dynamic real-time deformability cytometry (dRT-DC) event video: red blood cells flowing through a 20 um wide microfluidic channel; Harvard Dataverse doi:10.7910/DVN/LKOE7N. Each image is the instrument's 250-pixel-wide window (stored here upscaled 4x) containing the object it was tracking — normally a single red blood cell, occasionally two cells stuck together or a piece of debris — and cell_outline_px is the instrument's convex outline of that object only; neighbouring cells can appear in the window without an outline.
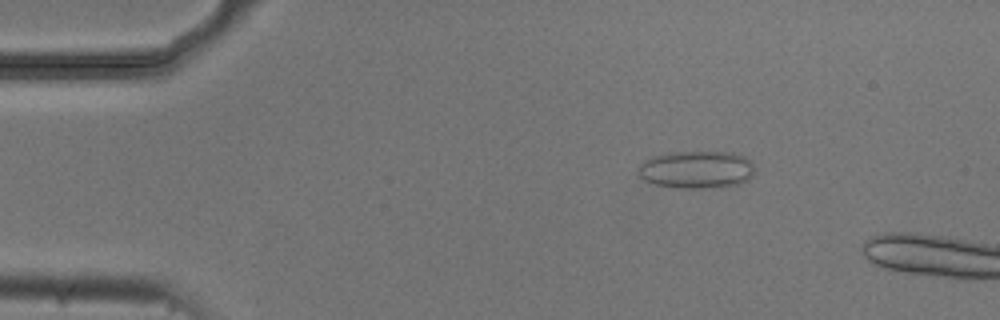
{"species": "common noctule bat (a hibernating species)", "species_latin": "Nyctalus noctula", "temperature_condition": "cold", "stored_images_in_passage": 4, "camera_frame_rate_fps": 3000, "um_per_image_px": 0.085, "animal": {"sex": "male", "body_mass_g": 20.5, "forearm_length_mm": 52.5}, "frame": {"image": 1, "passage_image": 3, "time_ms": 0.667, "image_size_px": [1000, 320], "cell_outline_px": [[756, 172], [748, 180], [724, 188], [680, 188], [656, 184], [644, 180], [640, 176], [640, 164], [644, 160], [652, 156], [668, 152], [732, 152], [744, 156], [752, 160]], "centroid_in_image_um": [59.27, 14.41], "position_along_channel_um": 25.7, "area_um2": 25.84}}